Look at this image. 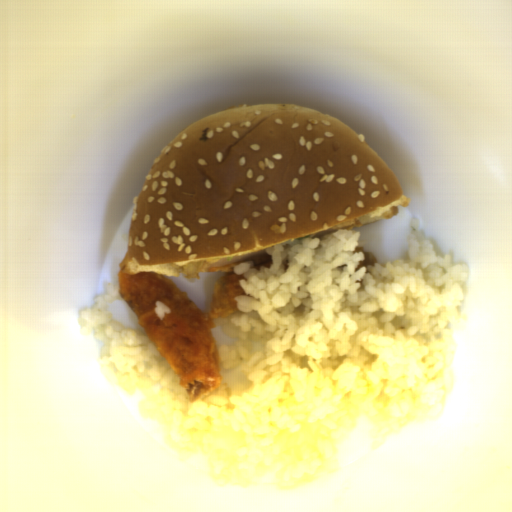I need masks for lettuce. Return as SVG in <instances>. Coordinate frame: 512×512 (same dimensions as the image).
Wrapping results in <instances>:
<instances>
[{"label":"lettuce","instance_id":"9fb2a089","mask_svg":"<svg viewBox=\"0 0 512 512\" xmlns=\"http://www.w3.org/2000/svg\"><path fill=\"white\" fill-rule=\"evenodd\" d=\"M233 257H223V258H212L205 261H194L187 263L183 266H178L174 271L177 273H181L183 277L198 279L200 277V273L207 272V268L211 267L212 264L217 263L219 261H231Z\"/></svg>","mask_w":512,"mask_h":512}]
</instances>
